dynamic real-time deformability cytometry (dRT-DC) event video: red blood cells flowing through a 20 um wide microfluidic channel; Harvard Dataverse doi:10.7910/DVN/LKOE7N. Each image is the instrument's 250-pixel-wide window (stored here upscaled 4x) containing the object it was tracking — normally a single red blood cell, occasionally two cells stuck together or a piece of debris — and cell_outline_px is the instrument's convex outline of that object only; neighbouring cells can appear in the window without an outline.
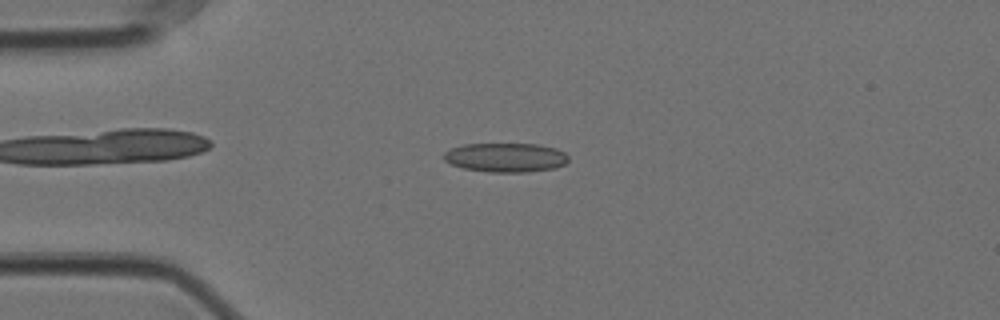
{"species": "Egyptian fruit bat (a non-hibernating species)", "species_latin": "Rousettus aegyptiacus", "temperature_condition": "cold", "stored_images_in_passage": 56, "camera_frame_rate_fps": 3000, "um_per_image_px": 0.085, "animal": {"sex": "female"}, "frame": {"image": 1, "passage_image": 13, "time_ms": 4.0, "image_size_px": [1000, 320], "cell_outline_px": [[568, 160], [564, 164], [556, 168], [528, 172], [488, 172], [464, 168], [452, 164], [444, 160], [444, 152], [452, 148], [464, 144], [536, 144], [556, 148], [564, 152], [568, 156]], "centroid_in_image_um": [43.0, 13.39], "position_along_channel_um": 42.0, "area_um2": 21.15}}
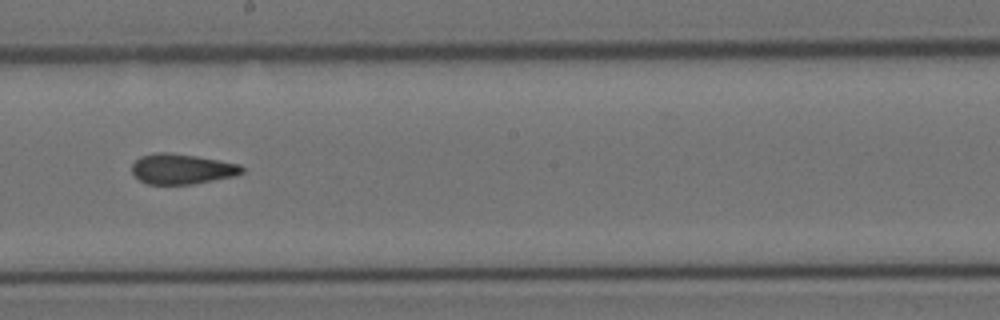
{"frame": {"image": 2, "passage_image": 31, "time_ms": 10.0, "image_size_px": [1000, 320], "cell_outline_px": [[244, 172], [236, 176], [192, 184], [148, 184], [140, 180], [132, 172], [132, 164], [140, 156], [156, 152], [168, 152], [196, 156], [240, 164], [244, 168]], "centroid_in_image_um": [15.47, 14.36], "position_along_channel_um": 232.7, "area_um2": 19.42}}
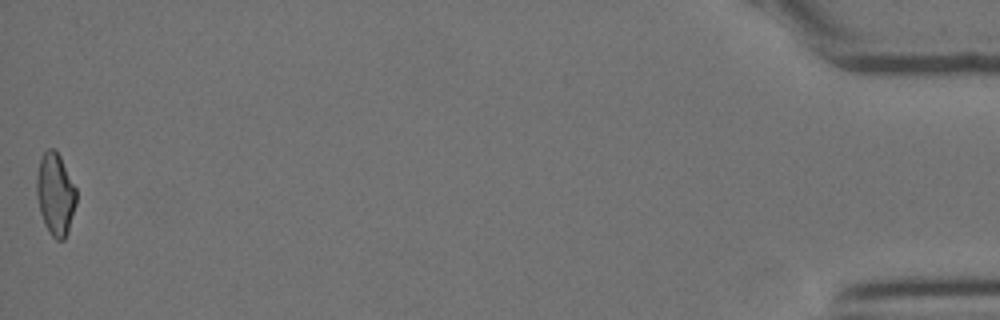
{"frame": {"image": 3, "passage_image": 56, "time_ms": 18.333, "image_size_px": [1000, 320], "cell_outline_px": [[76, 204], [68, 232], [64, 240], [56, 240], [52, 236], [44, 224], [40, 212], [36, 196], [36, 176], [40, 156], [48, 148], [56, 148], [76, 188]], "centroid_in_image_um": [4.69, 16.48], "position_along_channel_um": 430.5, "area_um2": 19.25}, "authors_computed_cell_mechanics": {"area_um2": 19.7965, "velocity_mm_per_s": 3.5401, "shape_relaxation_time_tau1_ms": null, "shape_relaxation_time_tau2_ms": 2.6649, "deformation_change_tau1": null, "deformation_change_tau2": 0.0942}}